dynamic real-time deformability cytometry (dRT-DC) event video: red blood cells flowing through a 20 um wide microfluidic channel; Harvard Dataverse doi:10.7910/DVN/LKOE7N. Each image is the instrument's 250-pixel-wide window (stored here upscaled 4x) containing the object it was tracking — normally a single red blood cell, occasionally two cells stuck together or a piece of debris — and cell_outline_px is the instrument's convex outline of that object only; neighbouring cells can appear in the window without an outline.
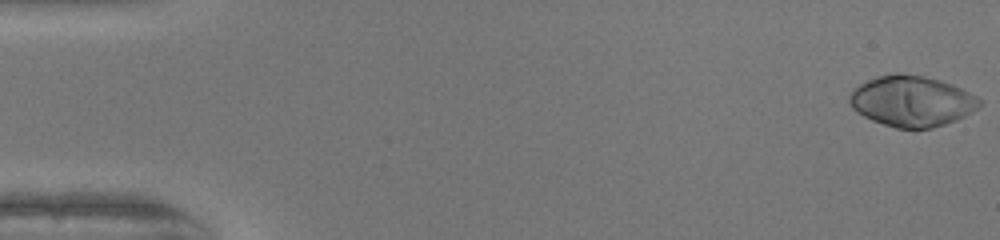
{"species": "human", "species_latin": "Homo sapiens", "temperature_condition": "warm", "stored_images_in_passage": 51, "camera_frame_rate_fps": 3000, "um_per_image_px": 0.085, "donor": {"sex": "female"}, "frame": {"image": 1, "passage_image": 1, "time_ms": 0.0, "image_size_px": [1000, 240], "cell_outline_px": [[984, 104], [972, 112], [956, 120], [932, 128], [896, 128], [872, 120], [856, 112], [852, 108], [848, 100], [848, 96], [852, 88], [876, 76], [896, 72], [900, 72], [924, 76], [940, 80], [952, 84], [984, 100]], "centroid_in_image_um": [77.49, 8.58], "position_along_channel_um": 7.5, "area_um2": 38.78}}
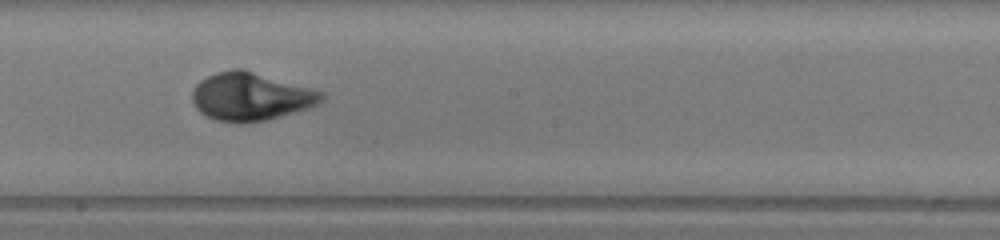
{"frame": {"image": 2, "passage_image": 29, "time_ms": 9.333, "image_size_px": [1000, 240], "cell_outline_px": [[324, 100], [308, 108], [268, 120], [244, 124], [216, 120], [200, 112], [196, 108], [192, 100], [192, 92], [196, 84], [200, 80], [216, 72], [232, 68], [244, 68], [312, 88], [324, 92]], "centroid_in_image_um": [21.32, 8.2], "position_along_channel_um": 226.9, "area_um2": 36.59}}
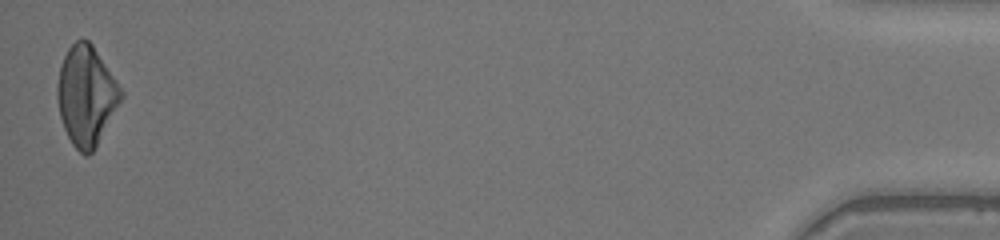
{"frame": {"image": 3, "passage_image": 51, "time_ms": 16.667, "image_size_px": [1000, 240], "cell_outline_px": [[124, 96], [92, 152], [88, 156], [84, 156], [72, 144], [64, 128], [60, 116], [56, 96], [56, 88], [60, 68], [64, 56], [68, 48], [76, 40], [88, 40], [92, 44], [124, 92]], "centroid_in_image_um": [7.32, 8.13], "position_along_channel_um": 427.9, "area_um2": 36.59}, "authors_computed_cell_mechanics": {"area_um2": 35.6048, "velocity_mm_per_s": 4.0594, "shape_relaxation_time_tau1_ms": 4.5529, "shape_relaxation_time_tau2_ms": null, "deformation_change_tau1": 0.2496, "deformation_change_tau2": null}}